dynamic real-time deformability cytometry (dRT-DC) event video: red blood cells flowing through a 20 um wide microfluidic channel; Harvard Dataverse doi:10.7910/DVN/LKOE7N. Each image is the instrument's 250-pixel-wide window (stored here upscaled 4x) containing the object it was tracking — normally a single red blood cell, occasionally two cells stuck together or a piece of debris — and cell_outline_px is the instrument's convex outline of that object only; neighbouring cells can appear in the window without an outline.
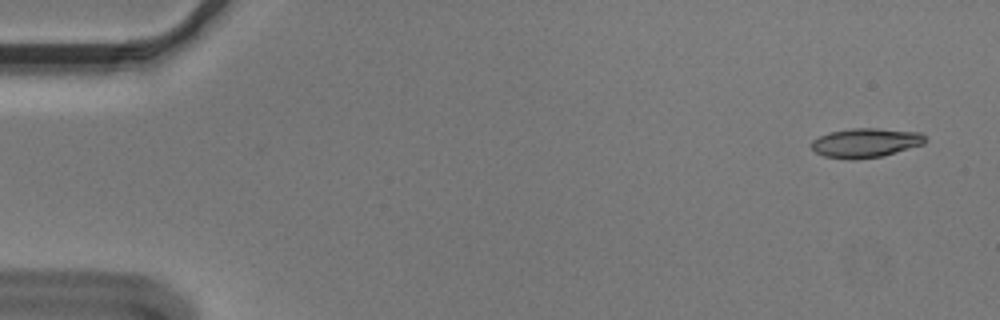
{"species": "Egyptian fruit bat (a non-hibernating species)", "species_latin": "Rousettus aegyptiacus", "temperature_condition": "cold", "stored_images_in_passage": 52, "camera_frame_rate_fps": 3000, "um_per_image_px": 0.085, "animal": {"sex": "male"}, "frame": {"image": 1, "passage_image": 3, "time_ms": 0.667, "image_size_px": [1000, 320], "cell_outline_px": [[928, 140], [924, 144], [884, 156], [856, 160], [852, 160], [824, 156], [816, 152], [812, 148], [812, 140], [828, 132], [852, 128], [876, 128], [920, 132]], "centroid_in_image_um": [73.6, 12.14], "position_along_channel_um": 11.4, "area_um2": 19.59}}
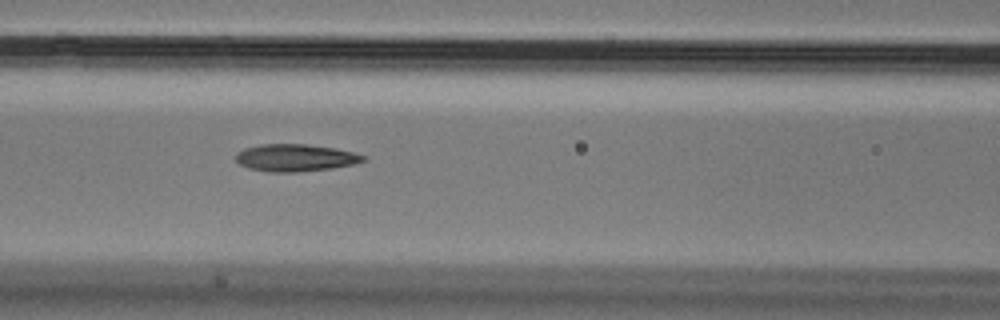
{"frame": {"image": 2, "passage_image": 24, "time_ms": 7.667, "image_size_px": [1000, 320], "cell_outline_px": [[368, 160], [352, 164], [332, 168], [300, 172], [272, 172], [248, 168], [240, 164], [236, 160], [236, 152], [244, 148], [260, 144], [304, 144], [336, 148], [352, 152], [364, 156]], "centroid_in_image_um": [25.09, 13.41], "position_along_channel_um": 141.5, "area_um2": 20.23}}
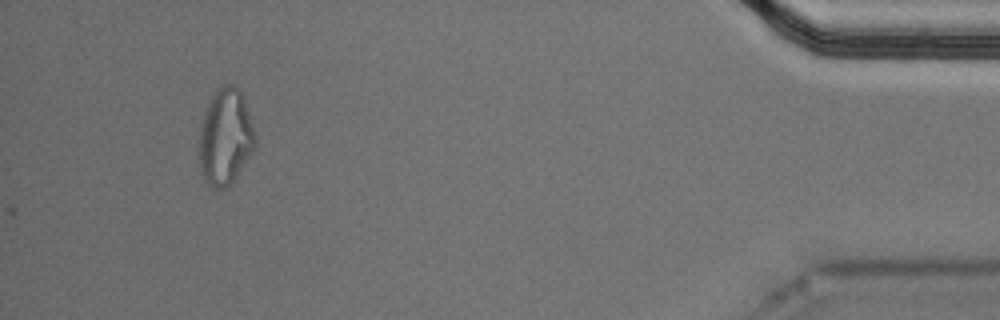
{"frame": {"image": 3, "passage_image": 52, "time_ms": 17.0, "image_size_px": [1000, 320], "cell_outline_px": [[256, 148], [236, 176], [224, 188], [212, 188], [204, 180], [200, 172], [196, 140], [200, 124], [204, 112], [216, 88], [224, 84], [232, 84], [244, 96], [256, 136]], "centroid_in_image_um": [19.12, 11.64], "position_along_channel_um": 416.1, "area_um2": 32.14}, "authors_computed_cell_mechanics": {"area_um2": 19.363, "velocity_mm_per_s": 3.6302, "shape_relaxation_time_tau1_ms": 10.3852, "shape_relaxation_time_tau2_ms": 5.1289, "deformation_change_tau1": 0.2554, "deformation_change_tau2": 0.1532}}